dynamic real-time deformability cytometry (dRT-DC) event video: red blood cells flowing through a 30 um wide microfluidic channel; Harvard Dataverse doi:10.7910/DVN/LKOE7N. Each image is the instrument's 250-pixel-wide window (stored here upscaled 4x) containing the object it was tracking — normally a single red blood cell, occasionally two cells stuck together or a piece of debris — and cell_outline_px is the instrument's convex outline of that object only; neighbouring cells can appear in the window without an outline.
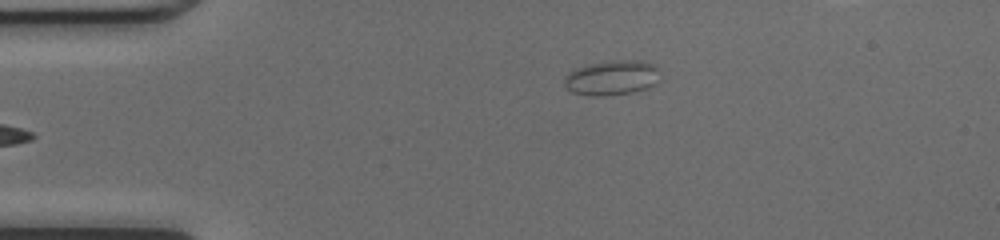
{"species": "common noctule bat (a hibernating species)", "species_latin": "Nyctalus noctula", "temperature_condition": "cold", "stored_images_in_passage": 36, "camera_frame_rate_fps": 3000, "um_per_image_px": 0.085, "animal": {"sex": "female", "body_mass_g": 17.0, "forearm_length_mm": 48.0}, "frame": {"image": 1, "passage_image": 1, "time_ms": 0.0, "image_size_px": [1000, 240], "cell_outline_px": [[656, 68], [652, 84], [644, 88], [632, 92], [600, 96], [592, 96], [572, 92], [564, 84], [564, 80], [576, 68], [592, 64], [620, 60], [636, 60], [652, 64]], "centroid_in_image_um": [51.93, 6.62], "position_along_channel_um": 33.1, "area_um2": 18.32}}
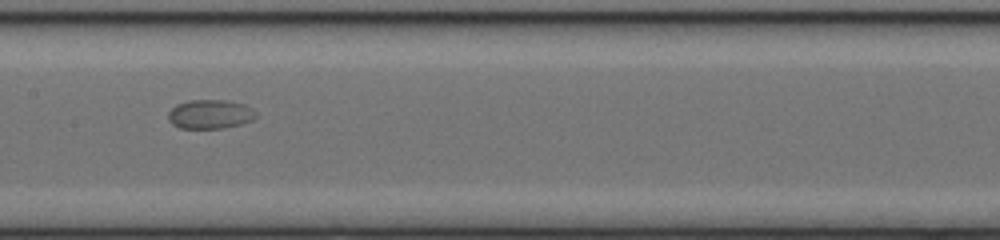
{"frame": {"image": 2, "passage_image": 16, "time_ms": 5.0, "image_size_px": [1000, 240], "cell_outline_px": [[256, 116], [252, 120], [240, 124], [220, 128], [180, 128], [172, 124], [168, 120], [168, 112], [176, 104], [188, 100], [228, 100], [244, 104], [252, 108], [256, 112]], "centroid_in_image_um": [17.84, 9.69], "position_along_channel_um": 189.6, "area_um2": 14.91}}
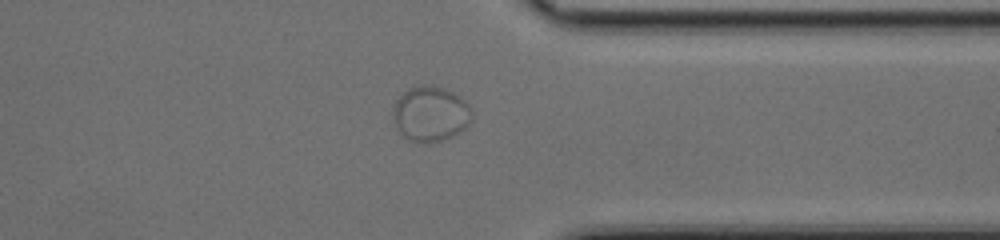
{"frame": {"image": 3, "passage_image": 30, "time_ms": 9.667, "image_size_px": [1000, 240], "cell_outline_px": [[472, 120], [464, 128], [452, 136], [428, 144], [416, 144], [408, 140], [400, 132], [392, 116], [392, 112], [396, 100], [408, 88], [420, 84], [424, 84], [444, 88], [460, 96], [468, 104], [472, 112]], "centroid_in_image_um": [36.58, 9.68], "position_along_channel_um": 374.8, "area_um2": 25.55}}